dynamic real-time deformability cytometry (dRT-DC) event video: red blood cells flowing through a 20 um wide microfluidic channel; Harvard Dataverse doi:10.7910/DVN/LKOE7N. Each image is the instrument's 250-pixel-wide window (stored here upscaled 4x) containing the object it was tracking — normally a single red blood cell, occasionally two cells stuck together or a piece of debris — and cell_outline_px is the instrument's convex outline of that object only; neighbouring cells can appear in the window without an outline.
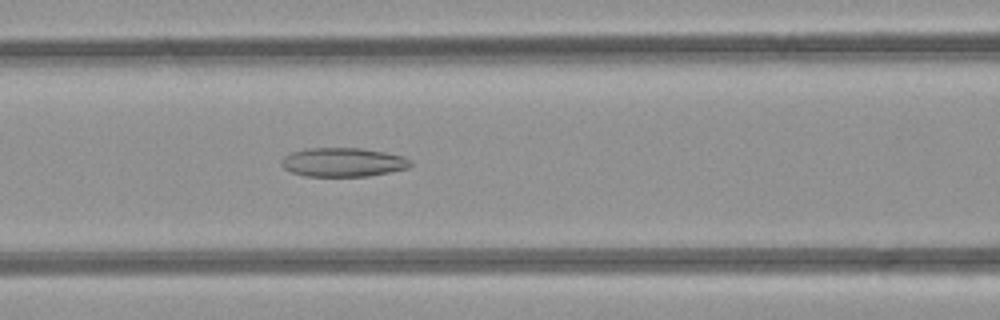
{"species": "common noctule bat (a hibernating species)", "species_latin": "Nyctalus noctula", "temperature_condition": "room temperature", "stored_images_in_passage": 42, "camera_frame_rate_fps": 3000, "um_per_image_px": 0.085, "animal": {"sex": "female", "body_mass_g": 21.9}, "frame": {"image": 1, "passage_image": 13, "time_ms": 4.0, "image_size_px": [1000, 320], "cell_outline_px": [[412, 164], [408, 168], [368, 176], [304, 176], [292, 172], [284, 168], [280, 164], [284, 156], [292, 152], [308, 148], [360, 148], [384, 152], [404, 156], [412, 160]], "centroid_in_image_um": [29.17, 13.79], "position_along_channel_um": 137.4, "area_um2": 21.73}}
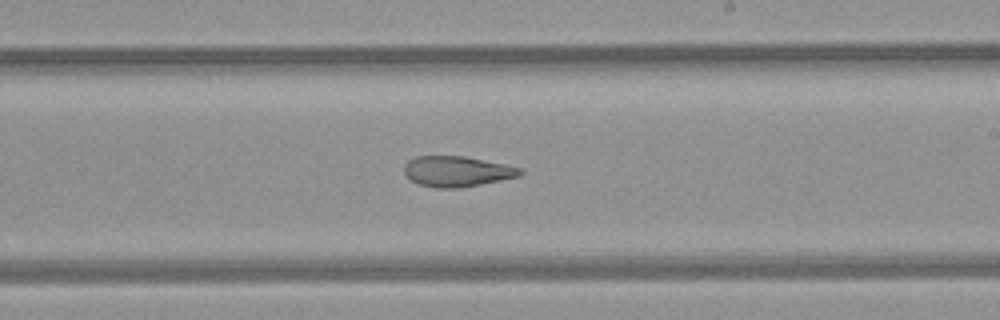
{"frame": {"image": 2, "passage_image": 21, "time_ms": 6.667, "image_size_px": [1000, 320], "cell_outline_px": [[524, 172], [520, 176], [460, 188], [436, 188], [416, 184], [404, 176], [404, 164], [408, 160], [416, 156], [464, 156], [504, 164], [520, 168]], "centroid_in_image_um": [38.78, 14.57], "position_along_channel_um": 250.2, "area_um2": 20.75}}
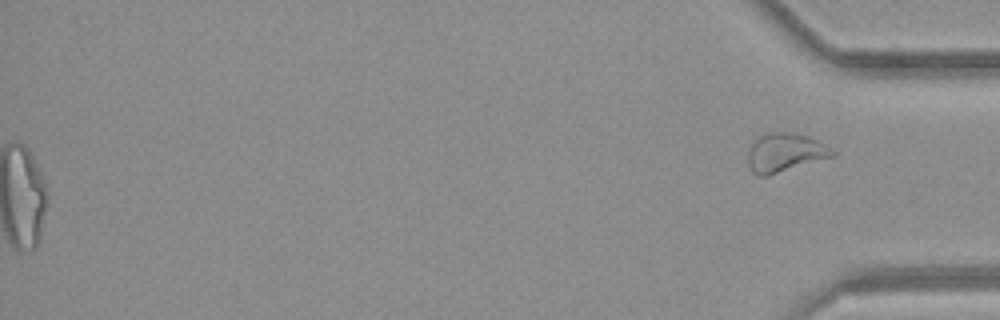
{"frame": {"image": 3, "passage_image": 42, "time_ms": 13.667, "image_size_px": [1000, 320], "cell_outline_px": [[836, 156], [768, 176], [760, 176], [752, 172], [748, 164], [748, 148], [760, 136], [768, 132], [792, 132], [808, 136], [832, 148], [836, 152]], "centroid_in_image_um": [66.74, 12.98], "position_along_channel_um": 368.5, "area_um2": 19.25}, "authors_computed_cell_mechanics": {"area_um2": 22.9177, "velocity_mm_per_s": 4.2359, "shape_relaxation_time_tau1_ms": null, "shape_relaxation_time_tau2_ms": 5.2589, "deformation_change_tau1": null, "deformation_change_tau2": 0.1595}}